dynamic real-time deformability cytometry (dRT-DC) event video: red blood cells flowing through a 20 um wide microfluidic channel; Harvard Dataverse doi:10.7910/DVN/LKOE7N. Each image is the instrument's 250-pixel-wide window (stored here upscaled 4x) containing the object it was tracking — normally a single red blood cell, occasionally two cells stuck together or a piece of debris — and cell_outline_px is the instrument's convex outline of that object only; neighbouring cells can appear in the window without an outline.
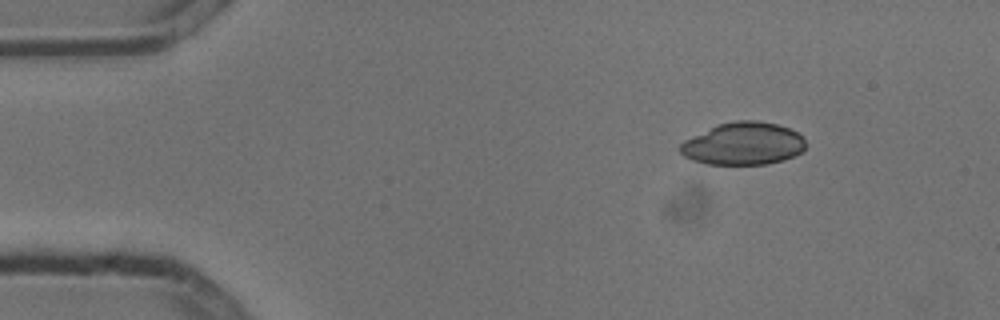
{"species": "common noctule bat (a hibernating species)", "species_latin": "Nyctalus noctula", "temperature_condition": "cold", "stored_images_in_passage": 4, "camera_frame_rate_fps": 3000, "um_per_image_px": 0.085, "animal": {"sex": "male", "body_mass_g": 13.3}, "frame": {"image": 1, "passage_image": 1, "time_ms": 0.0, "image_size_px": [1000, 320], "cell_outline_px": [[804, 152], [784, 160], [768, 164], [704, 164], [692, 160], [684, 156], [680, 152], [680, 144], [684, 140], [716, 124], [736, 120], [756, 120], [776, 124], [788, 128], [796, 132], [804, 140]], "centroid_in_image_um": [63.16, 12.21], "position_along_channel_um": 21.8, "area_um2": 31.21}}